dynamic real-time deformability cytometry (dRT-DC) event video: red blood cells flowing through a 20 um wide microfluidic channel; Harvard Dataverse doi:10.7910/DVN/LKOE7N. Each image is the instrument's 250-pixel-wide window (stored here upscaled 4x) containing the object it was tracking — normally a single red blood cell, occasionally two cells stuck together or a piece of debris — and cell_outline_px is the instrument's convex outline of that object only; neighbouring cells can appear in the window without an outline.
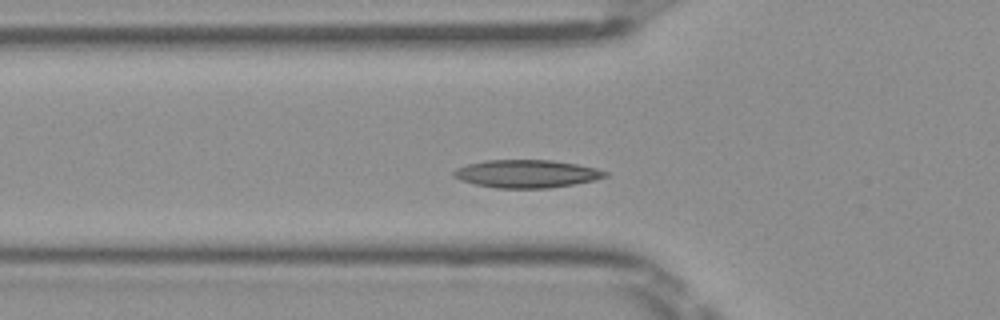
{"species": "Egyptian fruit bat (a non-hibernating species)", "species_latin": "Rousettus aegyptiacus", "temperature_condition": "room temperature", "stored_images_in_passage": 37, "camera_frame_rate_fps": 3000, "um_per_image_px": 0.085, "frame": {"image": 1, "passage_image": 3, "time_ms": 0.667, "image_size_px": [1000, 320], "cell_outline_px": [[608, 176], [592, 180], [572, 184], [548, 188], [496, 188], [476, 184], [460, 180], [452, 176], [452, 172], [456, 168], [468, 164], [484, 160], [552, 160], [576, 164], [596, 168], [608, 172]], "centroid_in_image_um": [44.72, 14.76], "position_along_channel_um": 81.1, "area_um2": 24.51}}
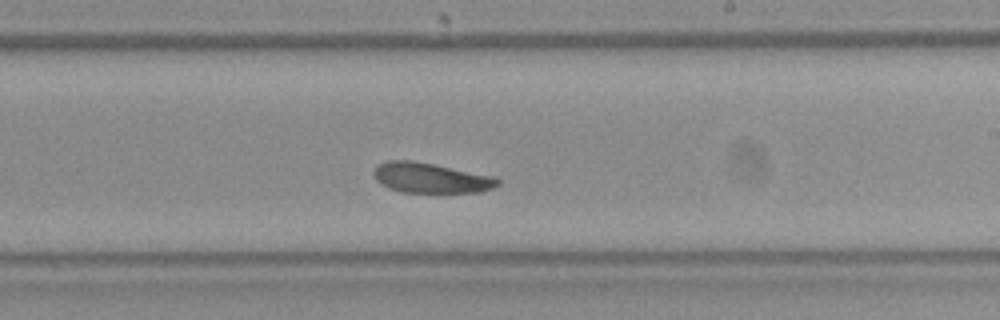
{"frame": {"image": 2, "passage_image": 16, "time_ms": 5.0, "image_size_px": [1000, 320], "cell_outline_px": [[500, 184], [492, 188], [480, 192], [400, 192], [388, 188], [380, 184], [372, 176], [372, 172], [376, 164], [388, 160], [412, 160], [496, 176], [500, 180]], "centroid_in_image_um": [36.58, 15.11], "position_along_channel_um": 252.4, "area_um2": 22.08}}
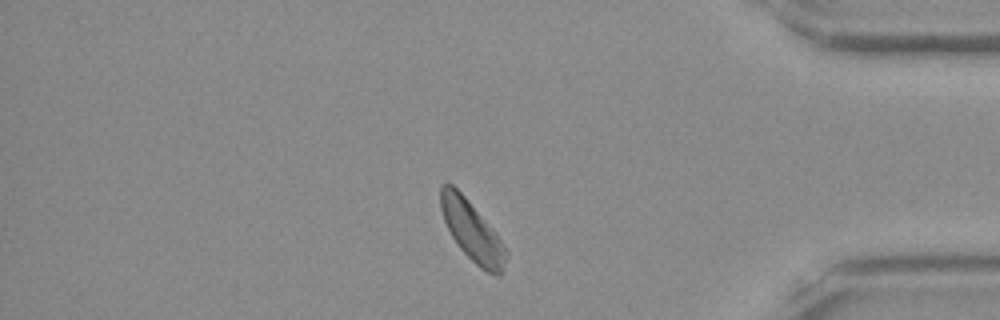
{"frame": {"image": 3, "passage_image": 29, "time_ms": 9.333, "image_size_px": [1000, 320], "cell_outline_px": [[508, 252], [504, 272], [500, 276], [496, 276], [480, 268], [460, 248], [452, 236], [444, 220], [440, 208], [440, 188], [444, 184], [452, 184], [464, 196], [496, 232]], "centroid_in_image_um": [40.15, 19.68], "position_along_channel_um": 395.0, "area_um2": 22.6}, "authors_computed_cell_mechanics": {"area_um2": 22.7154, "velocity_mm_per_s": 3.9456, "shape_relaxation_time_tau1_ms": 4.0943, "shape_relaxation_time_tau2_ms": null, "deformation_change_tau1": 0.0983, "deformation_change_tau2": null}}